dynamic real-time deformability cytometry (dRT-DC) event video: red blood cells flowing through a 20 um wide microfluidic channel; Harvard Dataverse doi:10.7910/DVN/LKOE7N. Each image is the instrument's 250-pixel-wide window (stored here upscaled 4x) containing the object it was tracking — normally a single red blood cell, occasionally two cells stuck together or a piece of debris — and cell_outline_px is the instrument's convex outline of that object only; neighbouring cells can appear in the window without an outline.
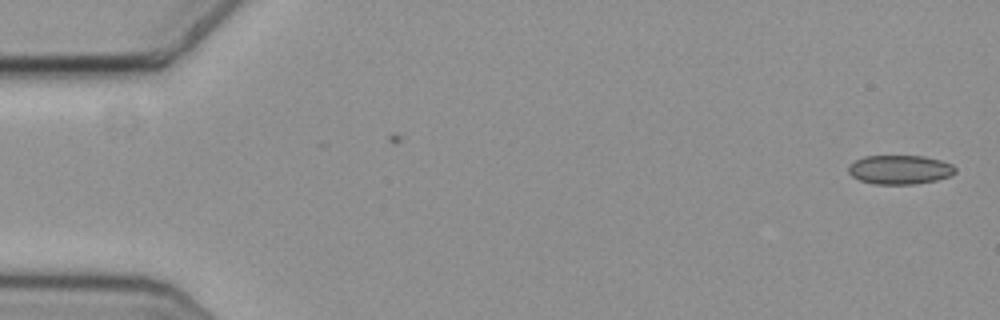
{"species": "common noctule bat (a hibernating species)", "species_latin": "Nyctalus noctula", "temperature_condition": "cold", "stored_images_in_passage": 46, "camera_frame_rate_fps": 3000, "um_per_image_px": 0.085, "animal": {"sex": "female", "body_mass_g": 19.3, "forearm_length_mm": 54.1}, "frame": {"image": 1, "passage_image": 1, "time_ms": 0.0, "image_size_px": [1000, 320], "cell_outline_px": [[956, 172], [948, 176], [936, 180], [916, 184], [872, 184], [860, 180], [852, 176], [848, 172], [848, 164], [864, 156], [924, 156], [940, 160], [952, 164], [956, 168]], "centroid_in_image_um": [76.47, 14.42], "position_along_channel_um": 8.5, "area_um2": 18.15}}